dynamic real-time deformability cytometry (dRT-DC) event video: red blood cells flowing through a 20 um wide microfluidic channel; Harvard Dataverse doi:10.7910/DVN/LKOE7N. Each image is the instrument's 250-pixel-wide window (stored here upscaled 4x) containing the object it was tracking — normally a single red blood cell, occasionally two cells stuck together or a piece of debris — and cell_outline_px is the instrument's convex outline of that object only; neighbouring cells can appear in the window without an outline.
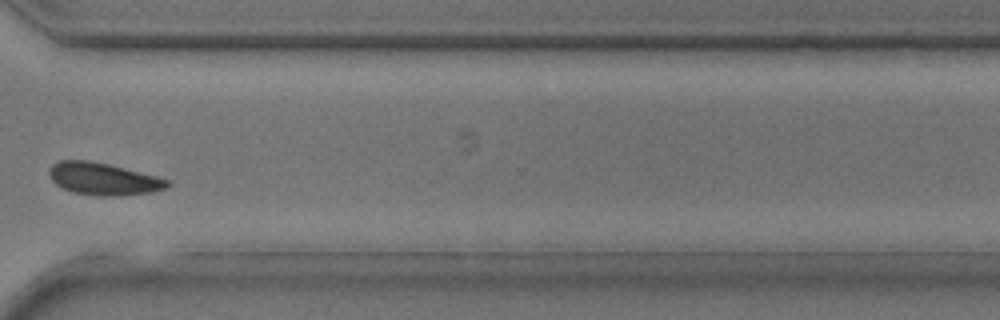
{"species": "common noctule bat (a hibernating species)", "species_latin": "Nyctalus noctula", "temperature_condition": "room temperature", "stored_images_in_passage": 33, "camera_frame_rate_fps": 3000, "um_per_image_px": 0.085, "animal": {"sex": "male", "body_mass_g": 17.9, "forearm_length_mm": 54.2}, "frame": {"image": 1, "passage_image": 23, "time_ms": 7.333, "image_size_px": [1000, 320], "cell_outline_px": [[172, 184], [168, 188], [152, 192], [112, 196], [96, 196], [72, 192], [60, 188], [48, 176], [48, 172], [52, 164], [60, 160], [88, 160], [108, 164], [156, 176], [168, 180]], "centroid_in_image_um": [8.75, 15.21], "position_along_channel_um": 361.8, "area_um2": 22.31}}
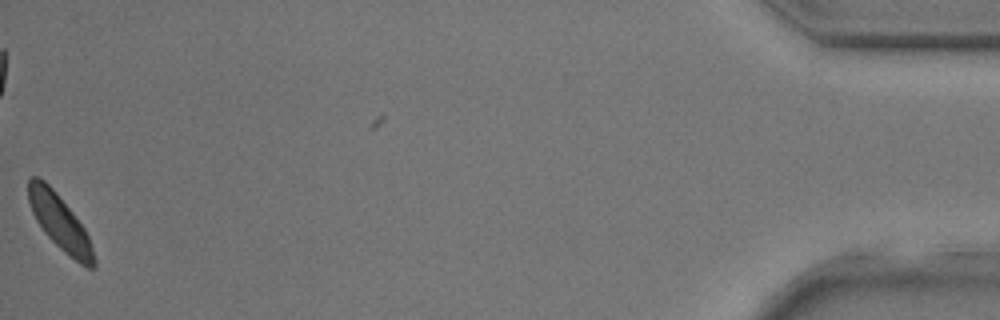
{"frame": {"image": 2, "passage_image": 32, "time_ms": 10.333, "image_size_px": [1000, 320], "cell_outline_px": [[96, 268], [88, 268], [80, 264], [64, 252], [44, 232], [36, 220], [32, 212], [28, 200], [28, 180], [32, 176], [40, 176], [56, 192], [72, 212], [84, 228], [88, 236], [96, 260]], "centroid_in_image_um": [5.08, 18.9], "position_along_channel_um": 430.1, "area_um2": 20.87}}